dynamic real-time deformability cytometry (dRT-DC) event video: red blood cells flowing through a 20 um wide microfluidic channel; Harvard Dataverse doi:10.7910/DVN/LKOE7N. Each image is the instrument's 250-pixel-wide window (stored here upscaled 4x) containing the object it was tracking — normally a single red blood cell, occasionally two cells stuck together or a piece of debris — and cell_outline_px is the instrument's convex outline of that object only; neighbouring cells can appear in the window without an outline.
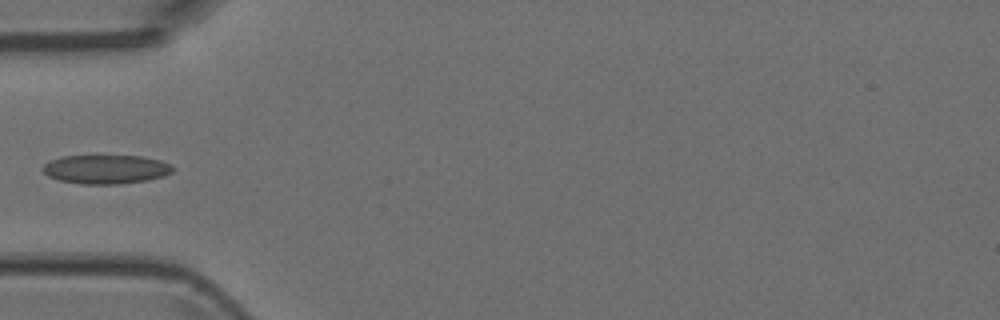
{"species": "Egyptian fruit bat (a non-hibernating species)", "species_latin": "Rousettus aegyptiacus", "temperature_condition": "room temperature", "stored_images_in_passage": 5, "camera_frame_rate_fps": 3000, "um_per_image_px": 0.085, "animal": {"sex": "female"}, "frame": {"image": 1, "passage_image": 4, "time_ms": 1.0, "image_size_px": [1000, 320], "cell_outline_px": [[176, 168], [172, 172], [164, 176], [148, 180], [120, 184], [80, 184], [60, 180], [48, 176], [40, 168], [44, 164], [60, 156], [96, 152], [140, 156], [160, 160], [172, 164]], "centroid_in_image_um": [9.0, 14.33], "position_along_channel_um": 76.0, "area_um2": 23.24}}
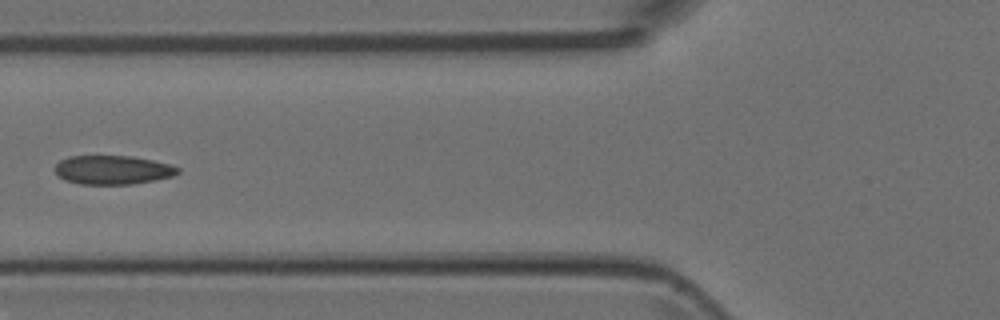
{"frame": {"image": 2, "passage_image": 5, "time_ms": 1.333, "image_size_px": [1000, 320], "cell_outline_px": [[180, 172], [172, 176], [132, 184], [80, 184], [64, 180], [56, 172], [56, 164], [60, 160], [68, 156], [132, 156], [152, 160], [168, 164], [180, 168]], "centroid_in_image_um": [9.57, 14.44], "position_along_channel_um": 116.2, "area_um2": 20.52}}